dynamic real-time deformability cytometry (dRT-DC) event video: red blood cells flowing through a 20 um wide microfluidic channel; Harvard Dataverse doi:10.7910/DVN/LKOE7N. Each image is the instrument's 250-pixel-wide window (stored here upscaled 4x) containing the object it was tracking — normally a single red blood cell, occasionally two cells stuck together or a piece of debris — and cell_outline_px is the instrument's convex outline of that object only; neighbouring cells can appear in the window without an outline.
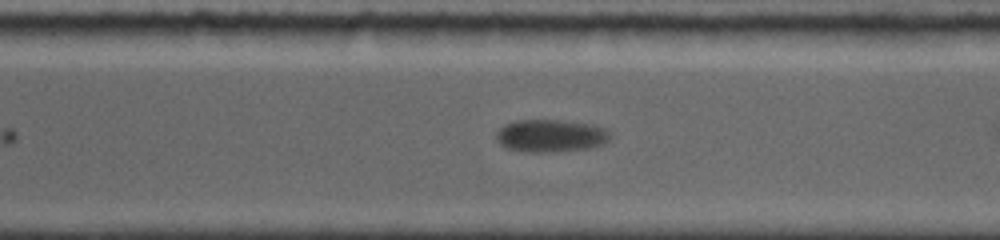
{"species": "common noctule bat (a hibernating species)", "species_latin": "Nyctalus noctula", "temperature_condition": "room temperature", "stored_images_in_passage": 15, "camera_frame_rate_fps": 5000, "um_per_image_px": 0.085, "animal": {"sex": "female", "body_mass_g": 19.0, "forearm_length_mm": 56.7}, "frame": {"image": 1, "passage_image": 15, "time_ms": 13.8, "image_size_px": [1000, 240], "cell_outline_px": [[612, 140], [604, 144], [588, 148], [540, 152], [528, 152], [504, 148], [496, 140], [496, 132], [504, 124], [516, 120], [564, 120], [596, 124], [612, 132]], "centroid_in_image_um": [46.85, 11.52], "position_along_channel_um": 323.8, "area_um2": 22.02}}